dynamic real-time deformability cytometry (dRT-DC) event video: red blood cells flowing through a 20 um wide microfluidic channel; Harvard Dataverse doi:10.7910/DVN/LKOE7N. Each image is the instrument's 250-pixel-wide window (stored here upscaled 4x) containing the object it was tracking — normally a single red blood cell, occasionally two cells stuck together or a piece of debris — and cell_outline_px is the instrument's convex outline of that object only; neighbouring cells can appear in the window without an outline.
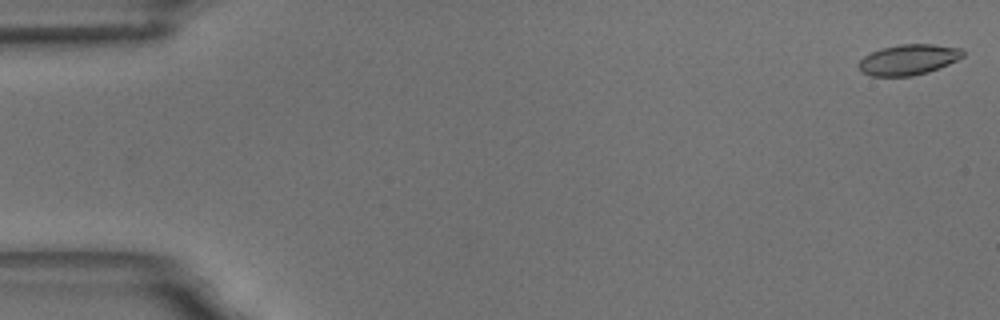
{"species": "common noctule bat (a hibernating species)", "species_latin": "Nyctalus noctula", "temperature_condition": "room temperature", "stored_images_in_passage": 57, "camera_frame_rate_fps": 3000, "um_per_image_px": 0.085, "animal": {"sex": "male", "body_mass_g": 18.8}, "frame": {"image": 1, "passage_image": 1, "time_ms": 0.0, "image_size_px": [1000, 320], "cell_outline_px": [[964, 56], [948, 64], [928, 72], [912, 76], [872, 76], [860, 72], [856, 64], [864, 56], [880, 48], [900, 44], [932, 44], [960, 48], [964, 52]], "centroid_in_image_um": [77.17, 5.07], "position_along_channel_um": 7.8, "area_um2": 18.61}}
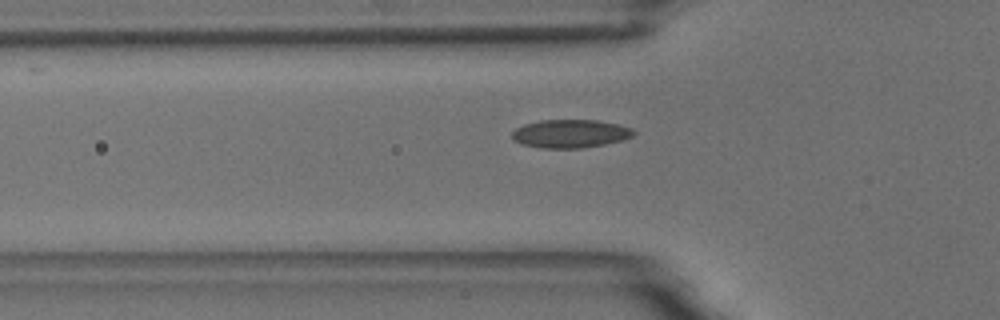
{"frame": {"image": 2, "passage_image": 19, "time_ms": 6.0, "image_size_px": [1000, 320], "cell_outline_px": [[636, 132], [632, 136], [624, 140], [604, 144], [580, 148], [540, 148], [520, 144], [512, 140], [512, 132], [516, 128], [524, 124], [540, 120], [596, 120], [616, 124], [632, 128]], "centroid_in_image_um": [48.45, 11.36], "position_along_channel_um": 77.4, "area_um2": 20.11}}
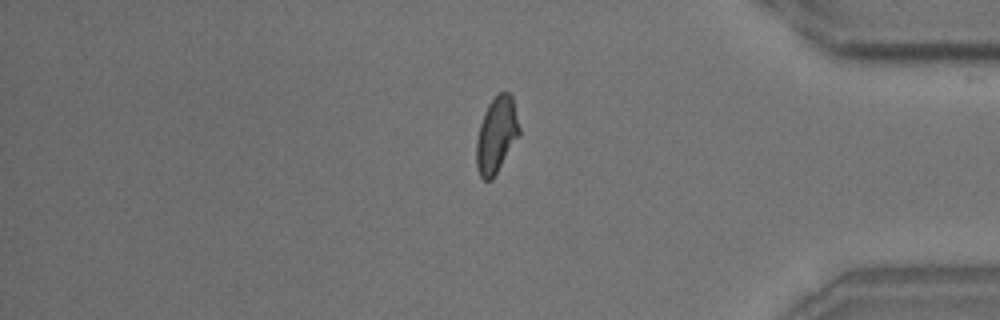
{"frame": {"image": 3, "passage_image": 48, "time_ms": 15.667, "image_size_px": [1000, 320], "cell_outline_px": [[520, 136], [492, 180], [484, 180], [480, 176], [476, 168], [476, 140], [480, 124], [488, 104], [496, 92], [508, 92], [512, 96], [520, 128]], "centroid_in_image_um": [42.2, 11.47], "position_along_channel_um": 393.0, "area_um2": 19.25}, "authors_computed_cell_mechanics": {"area_um2": 18.9006, "velocity_mm_per_s": 3.5131, "shape_relaxation_time_tau1_ms": 7.1681, "shape_relaxation_time_tau2_ms": 1.7252, "deformation_change_tau1": 0.1495, "deformation_change_tau2": 0.0622}}